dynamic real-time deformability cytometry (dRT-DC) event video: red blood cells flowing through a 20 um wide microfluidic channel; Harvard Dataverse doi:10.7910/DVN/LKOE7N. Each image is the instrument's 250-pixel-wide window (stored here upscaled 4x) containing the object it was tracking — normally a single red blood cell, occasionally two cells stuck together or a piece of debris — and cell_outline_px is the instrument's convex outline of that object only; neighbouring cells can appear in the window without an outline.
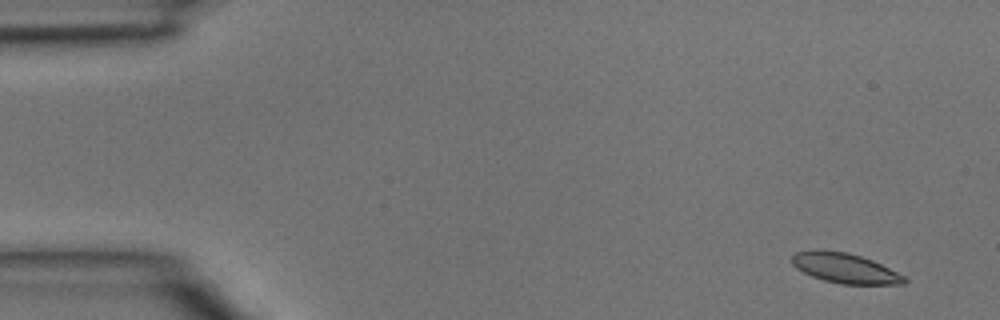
{"species": "common noctule bat (a hibernating species)", "species_latin": "Nyctalus noctula", "temperature_condition": "room temperature", "stored_images_in_passage": 5, "camera_frame_rate_fps": 3000, "um_per_image_px": 0.085, "animal": {"sex": "male", "body_mass_g": 15.6}, "frame": {"image": 1, "passage_image": 1, "time_ms": 0.0, "image_size_px": [1000, 320], "cell_outline_px": [[908, 280], [904, 284], [840, 284], [824, 280], [812, 276], [796, 268], [792, 264], [792, 256], [796, 252], [848, 252], [872, 260], [904, 276]], "centroid_in_image_um": [71.86, 22.83], "position_along_channel_um": 13.1, "area_um2": 18.9}}
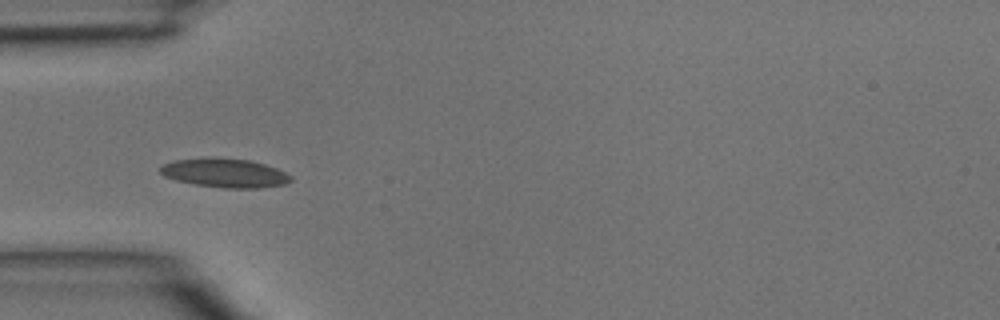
{"frame": {"image": 2, "passage_image": 4, "time_ms": 1.0, "image_size_px": [1000, 320], "cell_outline_px": [[292, 180], [284, 184], [260, 188], [224, 188], [196, 184], [176, 180], [164, 176], [160, 172], [160, 168], [164, 164], [172, 160], [204, 156], [212, 156], [248, 160], [264, 164], [276, 168], [292, 176]], "centroid_in_image_um": [19.08, 14.68], "position_along_channel_um": 65.9, "area_um2": 22.25}}